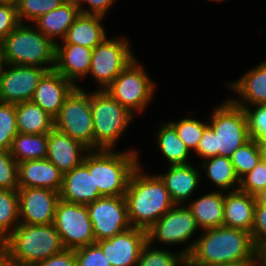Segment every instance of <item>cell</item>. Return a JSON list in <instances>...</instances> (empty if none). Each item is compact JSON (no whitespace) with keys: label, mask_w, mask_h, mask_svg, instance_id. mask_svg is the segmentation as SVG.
<instances>
[{"label":"cell","mask_w":266,"mask_h":266,"mask_svg":"<svg viewBox=\"0 0 266 266\" xmlns=\"http://www.w3.org/2000/svg\"><path fill=\"white\" fill-rule=\"evenodd\" d=\"M203 232L198 239L181 250L186 257V266L259 261V251L248 231L222 225Z\"/></svg>","instance_id":"1"},{"label":"cell","mask_w":266,"mask_h":266,"mask_svg":"<svg viewBox=\"0 0 266 266\" xmlns=\"http://www.w3.org/2000/svg\"><path fill=\"white\" fill-rule=\"evenodd\" d=\"M141 171L139 164L130 176L124 198L131 227L147 231L175 203L157 174Z\"/></svg>","instance_id":"2"},{"label":"cell","mask_w":266,"mask_h":266,"mask_svg":"<svg viewBox=\"0 0 266 266\" xmlns=\"http://www.w3.org/2000/svg\"><path fill=\"white\" fill-rule=\"evenodd\" d=\"M64 249L53 223L47 225L20 223L2 242V251L17 266H33Z\"/></svg>","instance_id":"3"},{"label":"cell","mask_w":266,"mask_h":266,"mask_svg":"<svg viewBox=\"0 0 266 266\" xmlns=\"http://www.w3.org/2000/svg\"><path fill=\"white\" fill-rule=\"evenodd\" d=\"M0 45L5 66H38L48 71L55 68L56 42L39 32L35 26L20 23Z\"/></svg>","instance_id":"4"},{"label":"cell","mask_w":266,"mask_h":266,"mask_svg":"<svg viewBox=\"0 0 266 266\" xmlns=\"http://www.w3.org/2000/svg\"><path fill=\"white\" fill-rule=\"evenodd\" d=\"M137 150H93V180L102 196H124L130 176L140 164Z\"/></svg>","instance_id":"5"},{"label":"cell","mask_w":266,"mask_h":266,"mask_svg":"<svg viewBox=\"0 0 266 266\" xmlns=\"http://www.w3.org/2000/svg\"><path fill=\"white\" fill-rule=\"evenodd\" d=\"M94 150H113L118 138L135 117L106 90L91 92Z\"/></svg>","instance_id":"6"},{"label":"cell","mask_w":266,"mask_h":266,"mask_svg":"<svg viewBox=\"0 0 266 266\" xmlns=\"http://www.w3.org/2000/svg\"><path fill=\"white\" fill-rule=\"evenodd\" d=\"M54 128L79 141L89 150H94L91 92L77 85L54 117Z\"/></svg>","instance_id":"7"},{"label":"cell","mask_w":266,"mask_h":266,"mask_svg":"<svg viewBox=\"0 0 266 266\" xmlns=\"http://www.w3.org/2000/svg\"><path fill=\"white\" fill-rule=\"evenodd\" d=\"M208 125L214 131L215 150L218 156L231 157L249 139L245 111L231 99L214 109Z\"/></svg>","instance_id":"8"},{"label":"cell","mask_w":266,"mask_h":266,"mask_svg":"<svg viewBox=\"0 0 266 266\" xmlns=\"http://www.w3.org/2000/svg\"><path fill=\"white\" fill-rule=\"evenodd\" d=\"M135 58L113 80L106 91L130 113L142 112L151 101L155 83Z\"/></svg>","instance_id":"9"},{"label":"cell","mask_w":266,"mask_h":266,"mask_svg":"<svg viewBox=\"0 0 266 266\" xmlns=\"http://www.w3.org/2000/svg\"><path fill=\"white\" fill-rule=\"evenodd\" d=\"M130 44L126 38L107 37L93 48L90 69L88 75L99 84L97 90H106L113 80L124 70L134 59Z\"/></svg>","instance_id":"10"},{"label":"cell","mask_w":266,"mask_h":266,"mask_svg":"<svg viewBox=\"0 0 266 266\" xmlns=\"http://www.w3.org/2000/svg\"><path fill=\"white\" fill-rule=\"evenodd\" d=\"M53 224L65 249H76L96 242L86 205L59 199Z\"/></svg>","instance_id":"11"},{"label":"cell","mask_w":266,"mask_h":266,"mask_svg":"<svg viewBox=\"0 0 266 266\" xmlns=\"http://www.w3.org/2000/svg\"><path fill=\"white\" fill-rule=\"evenodd\" d=\"M96 242L131 227L124 196H103L86 205Z\"/></svg>","instance_id":"12"},{"label":"cell","mask_w":266,"mask_h":266,"mask_svg":"<svg viewBox=\"0 0 266 266\" xmlns=\"http://www.w3.org/2000/svg\"><path fill=\"white\" fill-rule=\"evenodd\" d=\"M181 206V207H180ZM185 206V207H184ZM187 205H175L147 230V241L168 245L187 243L200 229Z\"/></svg>","instance_id":"13"},{"label":"cell","mask_w":266,"mask_h":266,"mask_svg":"<svg viewBox=\"0 0 266 266\" xmlns=\"http://www.w3.org/2000/svg\"><path fill=\"white\" fill-rule=\"evenodd\" d=\"M3 65L0 73V102L17 104L31 101L46 68L26 65ZM5 70H4V69Z\"/></svg>","instance_id":"14"},{"label":"cell","mask_w":266,"mask_h":266,"mask_svg":"<svg viewBox=\"0 0 266 266\" xmlns=\"http://www.w3.org/2000/svg\"><path fill=\"white\" fill-rule=\"evenodd\" d=\"M59 192L44 188H19L18 207L20 223L47 225L54 221Z\"/></svg>","instance_id":"15"},{"label":"cell","mask_w":266,"mask_h":266,"mask_svg":"<svg viewBox=\"0 0 266 266\" xmlns=\"http://www.w3.org/2000/svg\"><path fill=\"white\" fill-rule=\"evenodd\" d=\"M60 199L87 205L103 197L93 180V150L85 154L83 162L63 174Z\"/></svg>","instance_id":"16"},{"label":"cell","mask_w":266,"mask_h":266,"mask_svg":"<svg viewBox=\"0 0 266 266\" xmlns=\"http://www.w3.org/2000/svg\"><path fill=\"white\" fill-rule=\"evenodd\" d=\"M147 242V231L135 227L96 242L111 266H136Z\"/></svg>","instance_id":"17"},{"label":"cell","mask_w":266,"mask_h":266,"mask_svg":"<svg viewBox=\"0 0 266 266\" xmlns=\"http://www.w3.org/2000/svg\"><path fill=\"white\" fill-rule=\"evenodd\" d=\"M75 87L76 85L53 69L40 79L31 101L54 118Z\"/></svg>","instance_id":"18"},{"label":"cell","mask_w":266,"mask_h":266,"mask_svg":"<svg viewBox=\"0 0 266 266\" xmlns=\"http://www.w3.org/2000/svg\"><path fill=\"white\" fill-rule=\"evenodd\" d=\"M88 152L89 149L82 143L56 128L48 133L46 158L63 174L80 165Z\"/></svg>","instance_id":"19"},{"label":"cell","mask_w":266,"mask_h":266,"mask_svg":"<svg viewBox=\"0 0 266 266\" xmlns=\"http://www.w3.org/2000/svg\"><path fill=\"white\" fill-rule=\"evenodd\" d=\"M63 173L47 158L18 163L19 188H44L60 192Z\"/></svg>","instance_id":"20"},{"label":"cell","mask_w":266,"mask_h":266,"mask_svg":"<svg viewBox=\"0 0 266 266\" xmlns=\"http://www.w3.org/2000/svg\"><path fill=\"white\" fill-rule=\"evenodd\" d=\"M62 45V46H61ZM93 49L72 43H56L55 70L77 86L75 81L87 76Z\"/></svg>","instance_id":"21"},{"label":"cell","mask_w":266,"mask_h":266,"mask_svg":"<svg viewBox=\"0 0 266 266\" xmlns=\"http://www.w3.org/2000/svg\"><path fill=\"white\" fill-rule=\"evenodd\" d=\"M256 201L253 195L231 190L224 194V226L243 229L251 233Z\"/></svg>","instance_id":"22"},{"label":"cell","mask_w":266,"mask_h":266,"mask_svg":"<svg viewBox=\"0 0 266 266\" xmlns=\"http://www.w3.org/2000/svg\"><path fill=\"white\" fill-rule=\"evenodd\" d=\"M229 87L239 94V99L231 100L238 106L266 104V60L249 70ZM249 104V105H248Z\"/></svg>","instance_id":"23"},{"label":"cell","mask_w":266,"mask_h":266,"mask_svg":"<svg viewBox=\"0 0 266 266\" xmlns=\"http://www.w3.org/2000/svg\"><path fill=\"white\" fill-rule=\"evenodd\" d=\"M199 171L191 164L169 167L167 173L158 174L175 205H182L200 184Z\"/></svg>","instance_id":"24"},{"label":"cell","mask_w":266,"mask_h":266,"mask_svg":"<svg viewBox=\"0 0 266 266\" xmlns=\"http://www.w3.org/2000/svg\"><path fill=\"white\" fill-rule=\"evenodd\" d=\"M103 18L104 16L100 15L80 13L69 27L62 43H72L93 49L107 37L101 24Z\"/></svg>","instance_id":"25"},{"label":"cell","mask_w":266,"mask_h":266,"mask_svg":"<svg viewBox=\"0 0 266 266\" xmlns=\"http://www.w3.org/2000/svg\"><path fill=\"white\" fill-rule=\"evenodd\" d=\"M80 15L79 6L74 3H62L56 9L40 16L33 24L39 32L57 43L55 39L61 40L65 37L69 27Z\"/></svg>","instance_id":"26"},{"label":"cell","mask_w":266,"mask_h":266,"mask_svg":"<svg viewBox=\"0 0 266 266\" xmlns=\"http://www.w3.org/2000/svg\"><path fill=\"white\" fill-rule=\"evenodd\" d=\"M187 208L202 230L220 227L224 223V194L221 191L205 194Z\"/></svg>","instance_id":"27"},{"label":"cell","mask_w":266,"mask_h":266,"mask_svg":"<svg viewBox=\"0 0 266 266\" xmlns=\"http://www.w3.org/2000/svg\"><path fill=\"white\" fill-rule=\"evenodd\" d=\"M18 133L48 134L54 128V118L32 101L15 104Z\"/></svg>","instance_id":"28"},{"label":"cell","mask_w":266,"mask_h":266,"mask_svg":"<svg viewBox=\"0 0 266 266\" xmlns=\"http://www.w3.org/2000/svg\"><path fill=\"white\" fill-rule=\"evenodd\" d=\"M160 126L157 135V144L166 160L170 163L169 167L189 164L187 161L190 150L178 137L175 128L169 122L163 123Z\"/></svg>","instance_id":"29"},{"label":"cell","mask_w":266,"mask_h":266,"mask_svg":"<svg viewBox=\"0 0 266 266\" xmlns=\"http://www.w3.org/2000/svg\"><path fill=\"white\" fill-rule=\"evenodd\" d=\"M48 134L18 133L13 139L10 153L17 163L46 159Z\"/></svg>","instance_id":"30"},{"label":"cell","mask_w":266,"mask_h":266,"mask_svg":"<svg viewBox=\"0 0 266 266\" xmlns=\"http://www.w3.org/2000/svg\"><path fill=\"white\" fill-rule=\"evenodd\" d=\"M201 166L207 171L206 176L211 179L220 191L221 189L222 192L225 190L231 191V188L232 191L239 189L240 180L234 171L233 164L229 157H210L204 160Z\"/></svg>","instance_id":"31"},{"label":"cell","mask_w":266,"mask_h":266,"mask_svg":"<svg viewBox=\"0 0 266 266\" xmlns=\"http://www.w3.org/2000/svg\"><path fill=\"white\" fill-rule=\"evenodd\" d=\"M19 224L18 191L0 189V241L3 242Z\"/></svg>","instance_id":"32"},{"label":"cell","mask_w":266,"mask_h":266,"mask_svg":"<svg viewBox=\"0 0 266 266\" xmlns=\"http://www.w3.org/2000/svg\"><path fill=\"white\" fill-rule=\"evenodd\" d=\"M147 241L139 256L136 266H186V257L179 251L177 254L171 251L152 248Z\"/></svg>","instance_id":"33"},{"label":"cell","mask_w":266,"mask_h":266,"mask_svg":"<svg viewBox=\"0 0 266 266\" xmlns=\"http://www.w3.org/2000/svg\"><path fill=\"white\" fill-rule=\"evenodd\" d=\"M234 171L239 180L250 172L260 161L256 140L249 139L230 157Z\"/></svg>","instance_id":"34"},{"label":"cell","mask_w":266,"mask_h":266,"mask_svg":"<svg viewBox=\"0 0 266 266\" xmlns=\"http://www.w3.org/2000/svg\"><path fill=\"white\" fill-rule=\"evenodd\" d=\"M62 0H16L17 15L20 23H25L24 19L34 22L40 16L56 9Z\"/></svg>","instance_id":"35"},{"label":"cell","mask_w":266,"mask_h":266,"mask_svg":"<svg viewBox=\"0 0 266 266\" xmlns=\"http://www.w3.org/2000/svg\"><path fill=\"white\" fill-rule=\"evenodd\" d=\"M176 130L178 137L186 144L189 150H197L204 129L208 123L197 119L184 118L178 122H169Z\"/></svg>","instance_id":"36"},{"label":"cell","mask_w":266,"mask_h":266,"mask_svg":"<svg viewBox=\"0 0 266 266\" xmlns=\"http://www.w3.org/2000/svg\"><path fill=\"white\" fill-rule=\"evenodd\" d=\"M17 134L15 104L0 102V150H10Z\"/></svg>","instance_id":"37"},{"label":"cell","mask_w":266,"mask_h":266,"mask_svg":"<svg viewBox=\"0 0 266 266\" xmlns=\"http://www.w3.org/2000/svg\"><path fill=\"white\" fill-rule=\"evenodd\" d=\"M0 189L18 191V163L10 150H0Z\"/></svg>","instance_id":"38"},{"label":"cell","mask_w":266,"mask_h":266,"mask_svg":"<svg viewBox=\"0 0 266 266\" xmlns=\"http://www.w3.org/2000/svg\"><path fill=\"white\" fill-rule=\"evenodd\" d=\"M252 106L256 107L254 111L250 106H240L246 114L250 139H266V104Z\"/></svg>","instance_id":"39"},{"label":"cell","mask_w":266,"mask_h":266,"mask_svg":"<svg viewBox=\"0 0 266 266\" xmlns=\"http://www.w3.org/2000/svg\"><path fill=\"white\" fill-rule=\"evenodd\" d=\"M239 189L253 196L266 189V164L260 160L250 172L240 179Z\"/></svg>","instance_id":"40"},{"label":"cell","mask_w":266,"mask_h":266,"mask_svg":"<svg viewBox=\"0 0 266 266\" xmlns=\"http://www.w3.org/2000/svg\"><path fill=\"white\" fill-rule=\"evenodd\" d=\"M74 254L76 266H111L96 242L74 249Z\"/></svg>","instance_id":"41"},{"label":"cell","mask_w":266,"mask_h":266,"mask_svg":"<svg viewBox=\"0 0 266 266\" xmlns=\"http://www.w3.org/2000/svg\"><path fill=\"white\" fill-rule=\"evenodd\" d=\"M19 24L15 2H0V42Z\"/></svg>","instance_id":"42"},{"label":"cell","mask_w":266,"mask_h":266,"mask_svg":"<svg viewBox=\"0 0 266 266\" xmlns=\"http://www.w3.org/2000/svg\"><path fill=\"white\" fill-rule=\"evenodd\" d=\"M251 236L259 252L266 249V207L264 206L255 205Z\"/></svg>","instance_id":"43"},{"label":"cell","mask_w":266,"mask_h":266,"mask_svg":"<svg viewBox=\"0 0 266 266\" xmlns=\"http://www.w3.org/2000/svg\"><path fill=\"white\" fill-rule=\"evenodd\" d=\"M195 153L204 158V160L210 157L218 156V150H215L214 131L209 125L204 129Z\"/></svg>","instance_id":"44"},{"label":"cell","mask_w":266,"mask_h":266,"mask_svg":"<svg viewBox=\"0 0 266 266\" xmlns=\"http://www.w3.org/2000/svg\"><path fill=\"white\" fill-rule=\"evenodd\" d=\"M33 266H76L74 249H64Z\"/></svg>","instance_id":"45"},{"label":"cell","mask_w":266,"mask_h":266,"mask_svg":"<svg viewBox=\"0 0 266 266\" xmlns=\"http://www.w3.org/2000/svg\"><path fill=\"white\" fill-rule=\"evenodd\" d=\"M114 1L115 0H79L77 5L82 14L100 15L105 17V14L108 12V9ZM84 3L89 5L90 10L83 7Z\"/></svg>","instance_id":"46"},{"label":"cell","mask_w":266,"mask_h":266,"mask_svg":"<svg viewBox=\"0 0 266 266\" xmlns=\"http://www.w3.org/2000/svg\"><path fill=\"white\" fill-rule=\"evenodd\" d=\"M256 144L260 154V160L266 164V139L256 140Z\"/></svg>","instance_id":"47"},{"label":"cell","mask_w":266,"mask_h":266,"mask_svg":"<svg viewBox=\"0 0 266 266\" xmlns=\"http://www.w3.org/2000/svg\"><path fill=\"white\" fill-rule=\"evenodd\" d=\"M259 261H238L233 263L220 264L216 266H258Z\"/></svg>","instance_id":"48"},{"label":"cell","mask_w":266,"mask_h":266,"mask_svg":"<svg viewBox=\"0 0 266 266\" xmlns=\"http://www.w3.org/2000/svg\"><path fill=\"white\" fill-rule=\"evenodd\" d=\"M256 205L266 207V189L259 191L257 194L254 195Z\"/></svg>","instance_id":"49"},{"label":"cell","mask_w":266,"mask_h":266,"mask_svg":"<svg viewBox=\"0 0 266 266\" xmlns=\"http://www.w3.org/2000/svg\"><path fill=\"white\" fill-rule=\"evenodd\" d=\"M0 266H17V265L1 250Z\"/></svg>","instance_id":"50"},{"label":"cell","mask_w":266,"mask_h":266,"mask_svg":"<svg viewBox=\"0 0 266 266\" xmlns=\"http://www.w3.org/2000/svg\"><path fill=\"white\" fill-rule=\"evenodd\" d=\"M266 266V249L259 252V265Z\"/></svg>","instance_id":"51"},{"label":"cell","mask_w":266,"mask_h":266,"mask_svg":"<svg viewBox=\"0 0 266 266\" xmlns=\"http://www.w3.org/2000/svg\"><path fill=\"white\" fill-rule=\"evenodd\" d=\"M3 65H4V62H3V56H2V49L0 45V73H1Z\"/></svg>","instance_id":"52"},{"label":"cell","mask_w":266,"mask_h":266,"mask_svg":"<svg viewBox=\"0 0 266 266\" xmlns=\"http://www.w3.org/2000/svg\"><path fill=\"white\" fill-rule=\"evenodd\" d=\"M64 3H74L77 4L79 0H62Z\"/></svg>","instance_id":"53"},{"label":"cell","mask_w":266,"mask_h":266,"mask_svg":"<svg viewBox=\"0 0 266 266\" xmlns=\"http://www.w3.org/2000/svg\"><path fill=\"white\" fill-rule=\"evenodd\" d=\"M2 250V242L0 241V251Z\"/></svg>","instance_id":"54"},{"label":"cell","mask_w":266,"mask_h":266,"mask_svg":"<svg viewBox=\"0 0 266 266\" xmlns=\"http://www.w3.org/2000/svg\"><path fill=\"white\" fill-rule=\"evenodd\" d=\"M210 1H217V2H220V1H223V0H210Z\"/></svg>","instance_id":"55"}]
</instances>
